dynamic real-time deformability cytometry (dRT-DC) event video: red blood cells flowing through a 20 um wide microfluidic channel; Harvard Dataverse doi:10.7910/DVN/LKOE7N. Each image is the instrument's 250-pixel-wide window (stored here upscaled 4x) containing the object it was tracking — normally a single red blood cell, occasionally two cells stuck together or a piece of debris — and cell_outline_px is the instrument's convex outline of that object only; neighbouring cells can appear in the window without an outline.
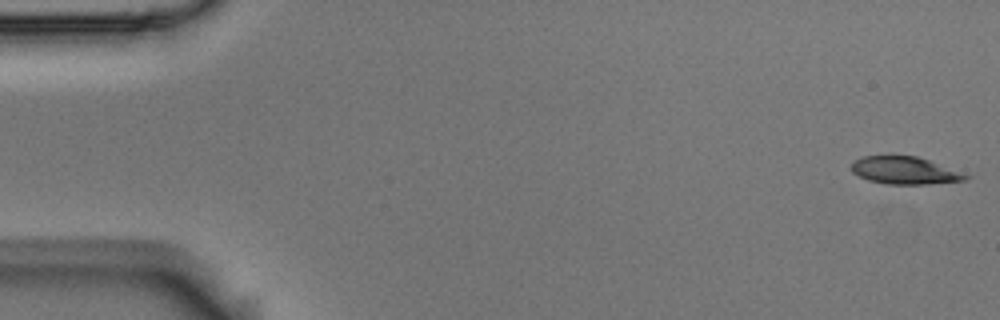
{"species": "Egyptian fruit bat (a non-hibernating species)", "species_latin": "Rousettus aegyptiacus", "temperature_condition": "room temperature", "stored_images_in_passage": 5, "camera_frame_rate_fps": 3000, "um_per_image_px": 0.085, "animal": {"sex": "male"}, "frame": {"image": 1, "passage_image": 1, "time_ms": 0.0, "image_size_px": [1000, 320], "cell_outline_px": [[972, 176], [968, 180], [924, 184], [888, 184], [868, 180], [852, 172], [852, 164], [856, 160], [864, 156], [916, 156], [928, 160]], "centroid_in_image_um": [76.93, 14.5], "position_along_channel_um": 8.1, "area_um2": 17.98}}
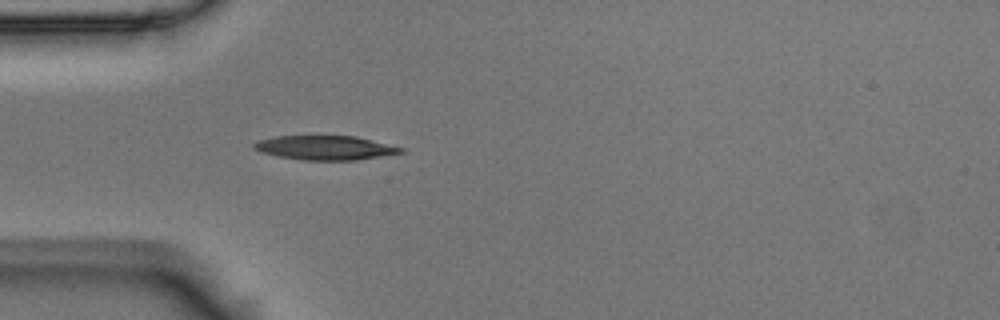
{"frame": {"image": 2, "passage_image": 5, "time_ms": 1.333, "image_size_px": [1000, 320], "cell_outline_px": [[404, 152], [356, 160], [304, 160], [280, 156], [264, 152], [252, 148], [252, 144], [256, 140], [276, 136], [308, 132], [316, 132], [356, 136], [404, 148]], "centroid_in_image_um": [27.57, 12.48], "position_along_channel_um": 57.4, "area_um2": 21.79}}